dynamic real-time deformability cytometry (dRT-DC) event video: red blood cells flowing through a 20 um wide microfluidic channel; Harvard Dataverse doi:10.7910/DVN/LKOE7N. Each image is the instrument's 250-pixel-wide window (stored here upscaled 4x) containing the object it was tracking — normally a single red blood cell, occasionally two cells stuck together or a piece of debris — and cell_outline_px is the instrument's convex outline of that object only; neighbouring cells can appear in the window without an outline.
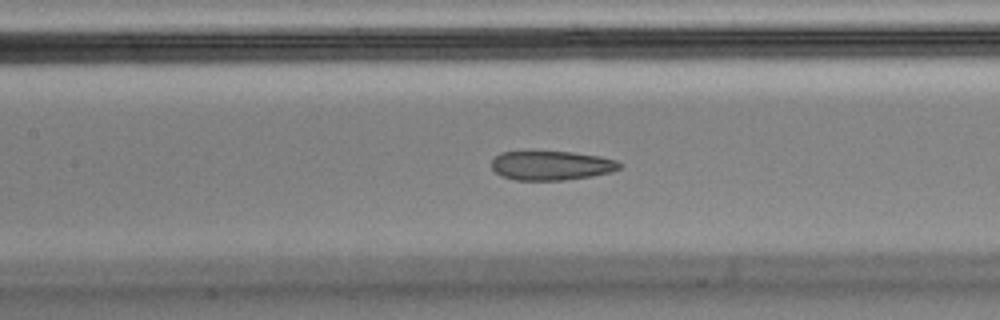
{"species": "Egyptian fruit bat (a non-hibernating species)", "species_latin": "Rousettus aegyptiacus", "temperature_condition": "cold", "stored_images_in_passage": 31, "camera_frame_rate_fps": 3000, "um_per_image_px": 0.085, "animal": {"sex": "male"}, "frame": {"image": 1, "passage_image": 11, "time_ms": 3.333, "image_size_px": [1000, 320], "cell_outline_px": [[624, 164], [620, 168], [612, 172], [592, 176], [564, 180], [516, 180], [500, 176], [492, 168], [492, 160], [500, 152], [572, 152], [600, 156], [616, 160]], "centroid_in_image_um": [46.9, 14.07], "position_along_channel_um": 160.5, "area_um2": 21.85}}
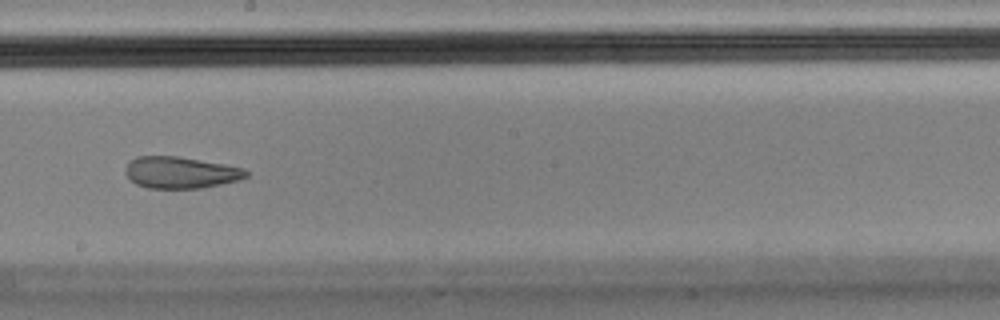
{"frame": {"image": 2, "passage_image": 17, "time_ms": 5.333, "image_size_px": [1000, 320], "cell_outline_px": [[248, 176], [240, 180], [204, 188], [148, 188], [136, 184], [124, 172], [124, 168], [136, 156], [176, 156], [224, 164], [244, 168], [248, 172]], "centroid_in_image_um": [15.37, 14.67], "position_along_channel_um": 232.8, "area_um2": 22.25}}
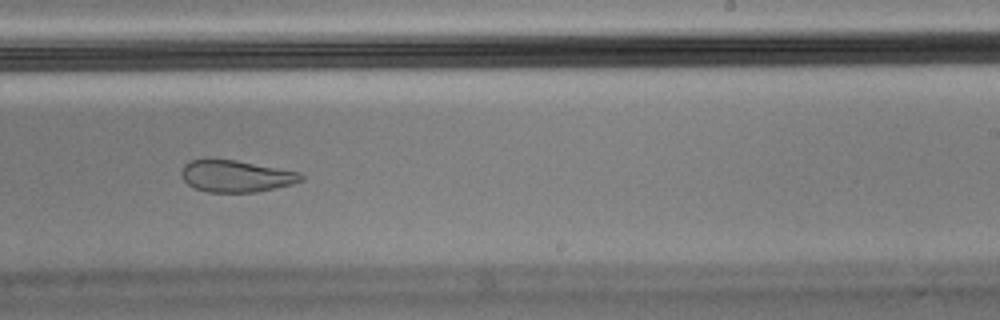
{"frame": {"image": 3, "passage_image": 20, "time_ms": 6.333, "image_size_px": [1000, 320], "cell_outline_px": [[304, 180], [292, 184], [256, 192], [208, 192], [196, 188], [188, 184], [184, 180], [180, 172], [184, 164], [192, 160], [236, 160], [300, 172], [304, 176]], "centroid_in_image_um": [20.09, 14.98], "position_along_channel_um": 268.9, "area_um2": 21.96}, "authors_computed_cell_mechanics": {"area_um2": 23.409, "velocity_mm_per_s": 3.6207, "shape_relaxation_time_tau1_ms": null, "shape_relaxation_time_tau2_ms": 2.177, "deformation_change_tau1": null, "deformation_change_tau2": 0.0778}}